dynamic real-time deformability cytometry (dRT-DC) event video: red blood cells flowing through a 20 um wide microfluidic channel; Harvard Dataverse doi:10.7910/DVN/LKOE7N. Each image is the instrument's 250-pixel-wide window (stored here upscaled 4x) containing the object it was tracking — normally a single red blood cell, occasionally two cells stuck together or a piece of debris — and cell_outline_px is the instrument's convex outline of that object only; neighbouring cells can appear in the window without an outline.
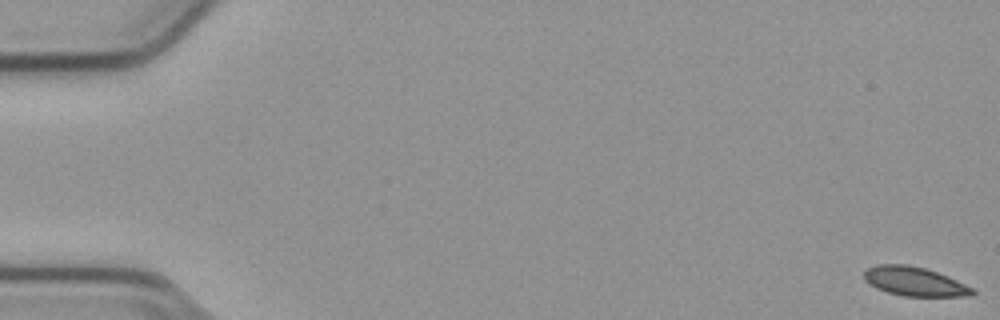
{"species": "common noctule bat (a hibernating species)", "species_latin": "Nyctalus noctula", "temperature_condition": "cold", "stored_images_in_passage": 55, "camera_frame_rate_fps": 3000, "um_per_image_px": 0.085, "animal": {"sex": "male", "body_mass_g": 23.1, "forearm_length_mm": 52.7}, "frame": {"image": 1, "passage_image": 1, "time_ms": 0.0, "image_size_px": [1000, 320], "cell_outline_px": [[976, 292], [972, 296], [904, 296], [888, 292], [876, 288], [868, 284], [864, 280], [864, 272], [868, 268], [876, 264], [908, 264], [924, 268], [948, 276], [972, 288]], "centroid_in_image_um": [77.71, 23.92], "position_along_channel_um": 7.3, "area_um2": 18.32}}
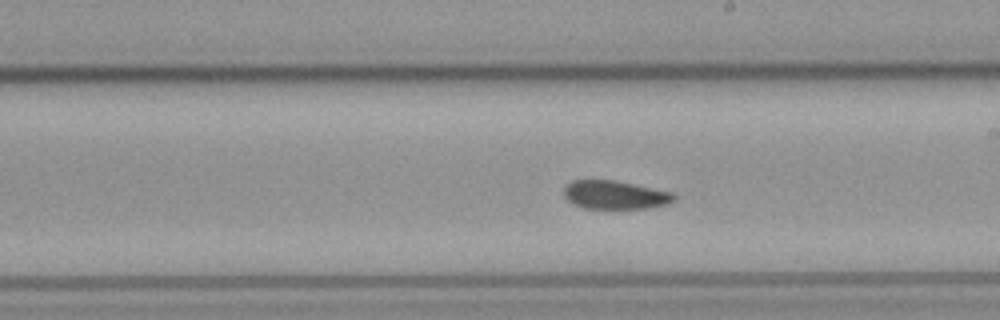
{"frame": {"image": 2, "passage_image": 32, "time_ms": 10.333, "image_size_px": [1000, 320], "cell_outline_px": [[676, 200], [668, 204], [648, 208], [584, 208], [568, 200], [564, 196], [564, 188], [572, 180], [616, 180], [672, 192], [676, 196]], "centroid_in_image_um": [52.31, 16.56], "position_along_channel_um": 236.7, "area_um2": 18.21}}
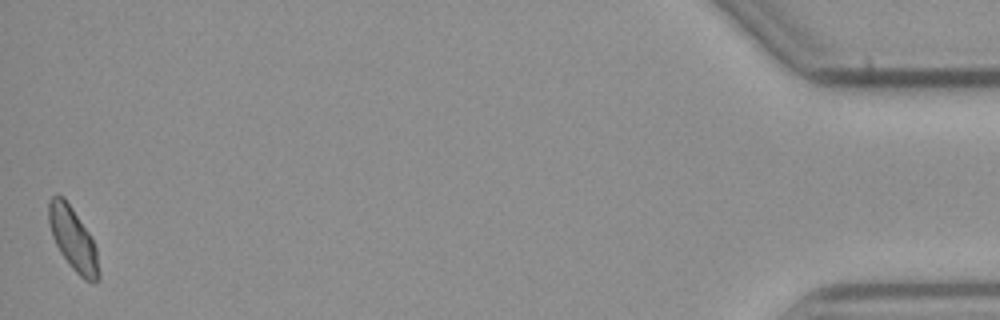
{"frame": {"image": 3, "passage_image": 55, "time_ms": 18.0, "image_size_px": [1000, 320], "cell_outline_px": [[100, 280], [96, 284], [92, 284], [84, 280], [72, 268], [60, 252], [52, 236], [48, 220], [48, 204], [52, 196], [64, 196], [88, 232], [96, 248], [100, 272]], "centroid_in_image_um": [6.23, 20.38], "position_along_channel_um": 429.0, "area_um2": 18.38}}